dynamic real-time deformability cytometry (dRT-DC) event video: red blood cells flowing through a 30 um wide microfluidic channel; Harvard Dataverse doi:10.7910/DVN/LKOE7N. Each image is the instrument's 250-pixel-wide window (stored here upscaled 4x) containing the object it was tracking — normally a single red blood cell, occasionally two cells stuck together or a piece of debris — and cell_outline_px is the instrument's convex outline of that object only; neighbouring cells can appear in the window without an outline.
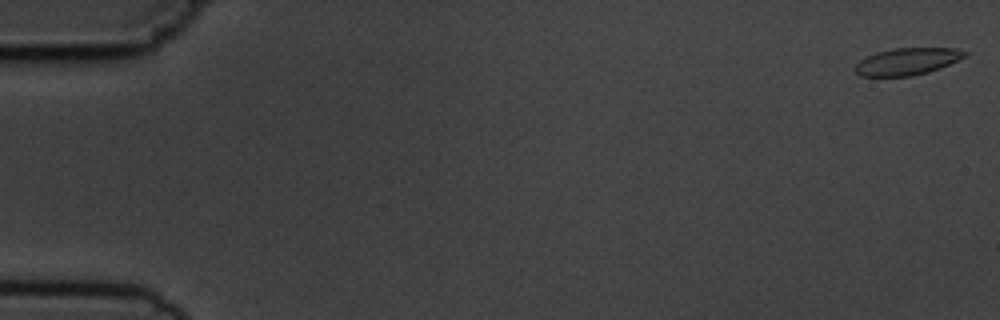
{"species": "common noctule bat (a hibernating species)", "species_latin": "Nyctalus noctula", "temperature_condition": "cold", "stored_images_in_passage": 8, "camera_frame_rate_fps": 3000, "um_per_image_px": 0.085, "animal": {"sex": "male", "body_mass_g": 19.5, "forearm_length_mm": 54.6}, "frame": {"image": 1, "passage_image": 1, "time_ms": 0.0, "image_size_px": [1000, 320], "cell_outline_px": [[968, 56], [940, 68], [928, 72], [912, 76], [860, 76], [856, 72], [856, 64], [860, 60], [876, 52], [896, 48], [956, 48], [968, 52]], "centroid_in_image_um": [77.16, 5.22], "position_along_channel_um": 7.8, "area_um2": 17.22}}
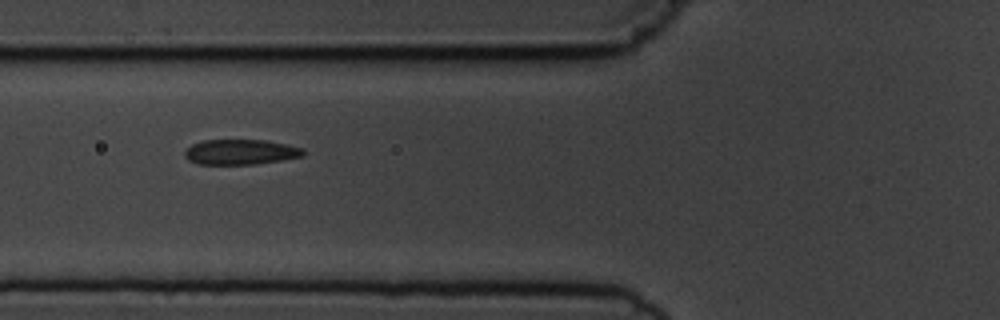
{"frame": {"image": 2, "passage_image": 6, "time_ms": 6.667, "image_size_px": [1000, 320], "cell_outline_px": [[304, 156], [256, 164], [200, 164], [188, 160], [184, 156], [184, 152], [192, 144], [204, 140], [264, 140], [304, 148]], "centroid_in_image_um": [20.44, 12.92], "position_along_channel_um": 105.4, "area_um2": 17.28}}
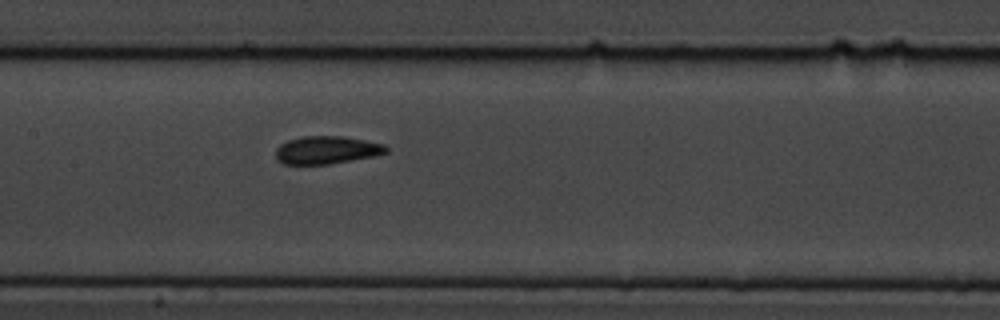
{"frame": {"image": 3, "passage_image": 8, "time_ms": 8.667, "image_size_px": [1000, 320], "cell_outline_px": [[388, 152], [372, 156], [328, 164], [284, 164], [276, 160], [276, 148], [280, 144], [288, 140], [300, 136], [344, 136], [384, 144], [388, 148]], "centroid_in_image_um": [27.73, 12.74], "position_along_channel_um": 179.7, "area_um2": 17.86}}